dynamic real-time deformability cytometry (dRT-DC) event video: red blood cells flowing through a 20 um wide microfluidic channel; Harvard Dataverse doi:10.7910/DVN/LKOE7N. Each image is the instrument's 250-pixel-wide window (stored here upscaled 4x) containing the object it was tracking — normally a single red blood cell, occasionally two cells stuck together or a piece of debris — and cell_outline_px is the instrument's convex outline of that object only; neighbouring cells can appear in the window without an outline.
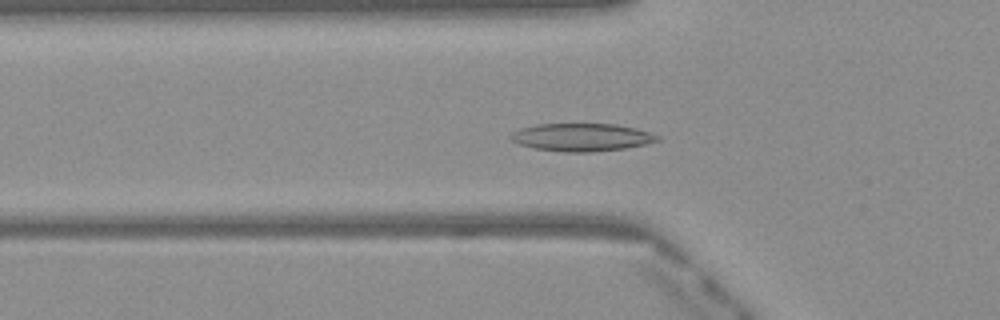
{"species": "Egyptian fruit bat (a non-hibernating species)", "species_latin": "Rousettus aegyptiacus", "temperature_condition": "warm", "stored_images_in_passage": 50, "camera_frame_rate_fps": 3000, "um_per_image_px": 0.085, "frame": {"image": 1, "passage_image": 17, "time_ms": 5.333, "image_size_px": [1000, 320], "cell_outline_px": [[660, 140], [644, 144], [624, 148], [592, 152], [564, 152], [536, 148], [520, 144], [512, 140], [508, 136], [512, 132], [520, 128], [536, 124], [616, 124], [636, 128], [660, 136]], "centroid_in_image_um": [49.43, 11.66], "position_along_channel_um": 76.4, "area_um2": 23.64}}
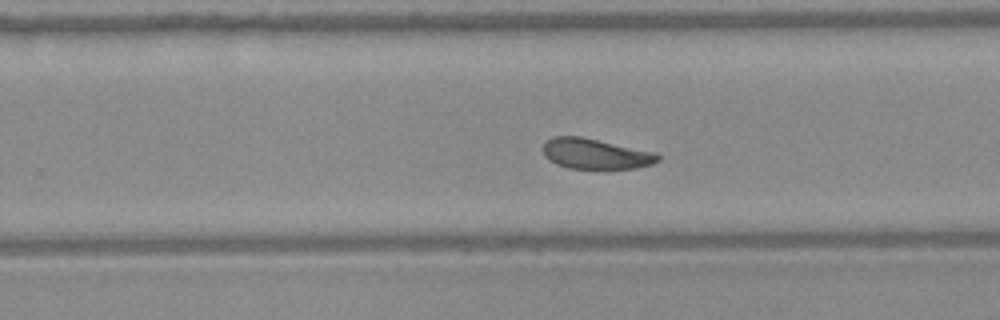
{"frame": {"image": 2, "passage_image": 32, "time_ms": 10.333, "image_size_px": [1000, 320], "cell_outline_px": [[660, 160], [652, 164], [636, 168], [604, 172], [568, 168], [556, 164], [548, 160], [544, 156], [544, 144], [552, 136], [580, 136], [656, 152], [660, 156]], "centroid_in_image_um": [50.65, 13.13], "position_along_channel_um": 279.1, "area_um2": 21.27}}
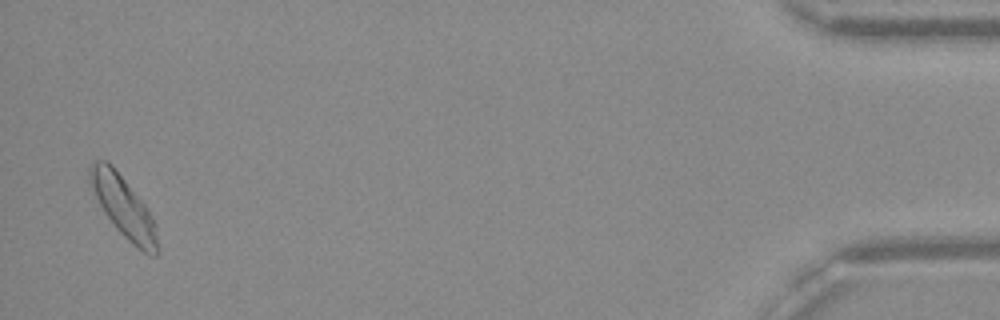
{"frame": {"image": 3, "passage_image": 49, "time_ms": 16.0, "image_size_px": [1000, 320], "cell_outline_px": [[160, 252], [156, 256], [152, 256], [144, 252], [132, 244], [116, 228], [104, 212], [88, 184], [88, 168], [92, 160], [104, 160], [112, 164], [148, 208], [156, 224], [160, 248]], "centroid_in_image_um": [10.51, 17.58], "position_along_channel_um": 424.7, "area_um2": 24.51}, "authors_computed_cell_mechanics": {"area_um2": 21.964, "velocity_mm_per_s": 4.0473, "shape_relaxation_time_tau1_ms": 4.5946, "shape_relaxation_time_tau2_ms": 3.7162, "deformation_change_tau1": 0.1263, "deformation_change_tau2": 0.0857}}